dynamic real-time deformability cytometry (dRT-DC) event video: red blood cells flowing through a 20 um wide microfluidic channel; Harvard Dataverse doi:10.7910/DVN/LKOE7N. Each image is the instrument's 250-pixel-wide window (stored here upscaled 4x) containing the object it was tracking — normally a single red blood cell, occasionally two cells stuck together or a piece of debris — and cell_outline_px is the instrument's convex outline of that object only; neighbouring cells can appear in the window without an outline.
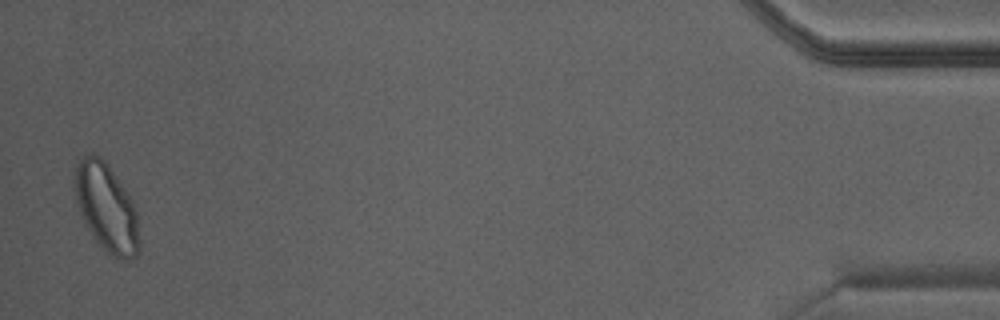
{"species": "Egyptian fruit bat (a non-hibernating species)", "species_latin": "Rousettus aegyptiacus", "temperature_condition": "warm", "stored_images_in_passage": 23, "camera_frame_rate_fps": 3000, "um_per_image_px": 0.085, "animal": {"sex": "male"}, "frame": {"image": 1, "passage_image": 23, "time_ms": 7.333, "image_size_px": [1000, 320], "cell_outline_px": [[140, 252], [136, 256], [128, 260], [124, 260], [108, 252], [96, 240], [84, 220], [80, 212], [76, 200], [72, 180], [72, 172], [80, 160], [84, 156], [100, 156], [108, 164], [136, 208], [140, 240]], "centroid_in_image_um": [9.05, 17.65], "position_along_channel_um": 426.2, "area_um2": 32.77}}